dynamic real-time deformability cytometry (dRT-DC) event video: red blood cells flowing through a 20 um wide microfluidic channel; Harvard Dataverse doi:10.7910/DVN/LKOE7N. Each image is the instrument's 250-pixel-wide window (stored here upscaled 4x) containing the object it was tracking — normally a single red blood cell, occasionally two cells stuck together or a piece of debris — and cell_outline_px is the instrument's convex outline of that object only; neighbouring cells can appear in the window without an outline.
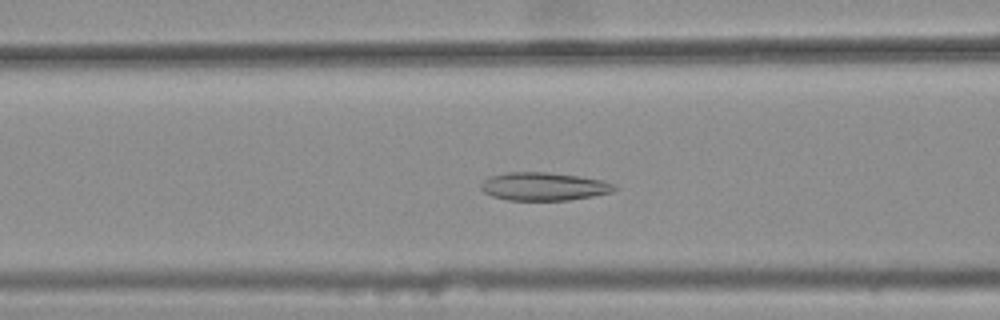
{"species": "common noctule bat (a hibernating species)", "species_latin": "Nyctalus noctula", "temperature_condition": "warm", "stored_images_in_passage": 29, "camera_frame_rate_fps": 3000, "um_per_image_px": 0.085, "animal": {"sex": "female", "body_mass_g": 25.1}, "frame": {"image": 1, "passage_image": 6, "time_ms": 1.667, "image_size_px": [1000, 320], "cell_outline_px": [[616, 188], [612, 192], [592, 196], [568, 200], [508, 200], [492, 196], [484, 192], [480, 188], [480, 184], [488, 176], [508, 172], [548, 172], [604, 180], [616, 184]], "centroid_in_image_um": [46.2, 15.84], "position_along_channel_um": 120.4, "area_um2": 21.91}}
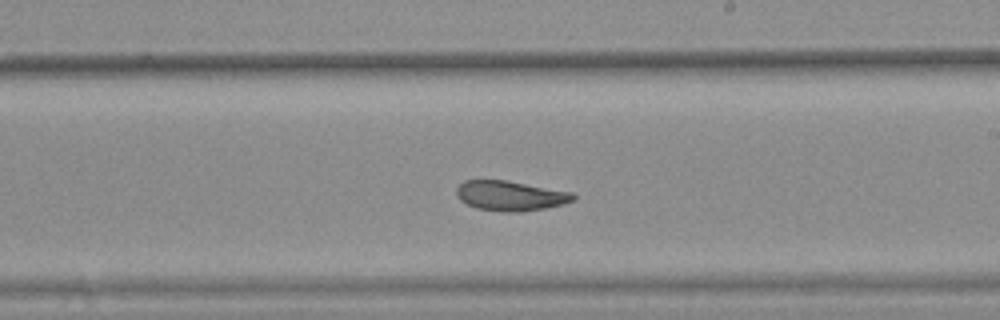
{"frame": {"image": 2, "passage_image": 16, "time_ms": 5.0, "image_size_px": [1000, 320], "cell_outline_px": [[576, 196], [572, 200], [564, 204], [544, 208], [516, 212], [504, 212], [476, 208], [460, 200], [456, 196], [456, 188], [464, 180], [508, 180], [572, 192]], "centroid_in_image_um": [43.36, 16.63], "position_along_channel_um": 245.6, "area_um2": 20.35}}
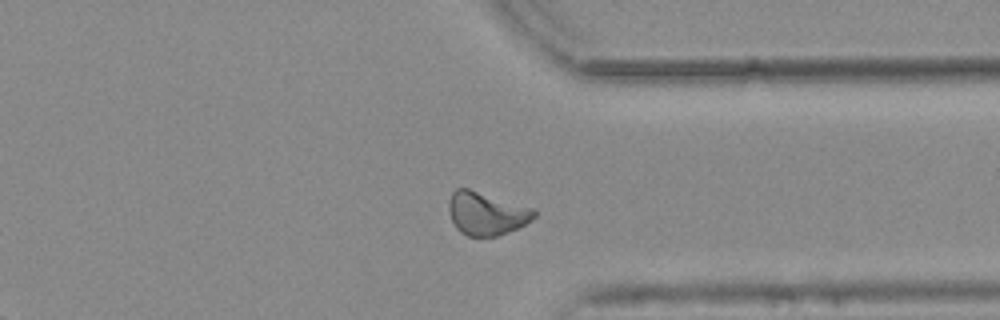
{"frame": {"image": 3, "passage_image": 26, "time_ms": 8.333, "image_size_px": [1000, 320], "cell_outline_px": [[536, 216], [532, 220], [508, 232], [496, 236], [468, 236], [460, 232], [456, 228], [448, 212], [448, 200], [452, 192], [456, 188], [468, 188], [536, 208]], "centroid_in_image_um": [41.34, 18.13], "position_along_channel_um": 370.1, "area_um2": 21.68}, "authors_computed_cell_mechanics": {"area_um2": 20.808, "velocity_mm_per_s": 3.7688, "shape_relaxation_time_tau1_ms": null, "shape_relaxation_time_tau2_ms": 2.9992, "deformation_change_tau1": null, "deformation_change_tau2": 0.0998}}